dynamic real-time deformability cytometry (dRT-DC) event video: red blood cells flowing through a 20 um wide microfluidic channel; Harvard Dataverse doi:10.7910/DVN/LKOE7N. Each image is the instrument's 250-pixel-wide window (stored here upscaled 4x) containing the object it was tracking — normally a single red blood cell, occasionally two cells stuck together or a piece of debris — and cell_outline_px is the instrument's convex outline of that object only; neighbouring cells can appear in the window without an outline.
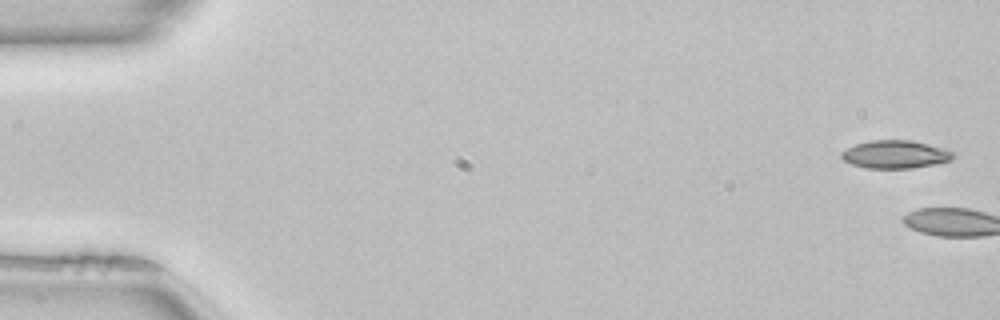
{"species": "common noctule bat (a hibernating species)", "species_latin": "Nyctalus noctula", "temperature_condition": "room temperature", "stored_images_in_passage": 3, "camera_frame_rate_fps": 3000, "um_per_image_px": 0.085, "animal": {"sex": "female", "body_mass_g": 22.7, "forearm_length_mm": 54.2}, "frame": {"image": 1, "passage_image": 1, "time_ms": 0.0, "image_size_px": [1000, 320], "cell_outline_px": [[952, 160], [912, 168], [864, 168], [852, 164], [844, 160], [840, 156], [840, 152], [856, 144], [872, 140], [912, 140], [940, 148], [952, 152]], "centroid_in_image_um": [76.03, 13.12], "position_along_channel_um": 9.0, "area_um2": 17.86}}